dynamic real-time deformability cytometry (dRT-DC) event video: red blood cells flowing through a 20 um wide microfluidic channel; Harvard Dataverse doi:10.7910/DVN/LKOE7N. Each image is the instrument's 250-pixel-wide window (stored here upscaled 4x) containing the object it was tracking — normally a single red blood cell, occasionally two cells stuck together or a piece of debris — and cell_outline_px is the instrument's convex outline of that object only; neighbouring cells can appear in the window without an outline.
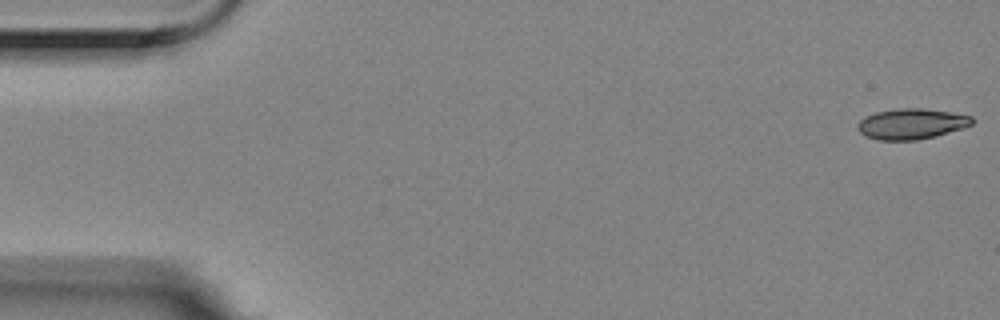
{"species": "Egyptian fruit bat (a non-hibernating species)", "species_latin": "Rousettus aegyptiacus", "temperature_condition": "room temperature", "stored_images_in_passage": 10, "camera_frame_rate_fps": 3000, "um_per_image_px": 0.085, "animal": {"sex": "female"}, "frame": {"image": 1, "passage_image": 1, "time_ms": 0.0, "image_size_px": [1000, 320], "cell_outline_px": [[972, 124], [964, 128], [916, 140], [876, 140], [864, 136], [856, 128], [856, 124], [864, 116], [876, 112], [900, 108], [920, 108], [948, 112], [972, 116]], "centroid_in_image_um": [77.4, 10.53], "position_along_channel_um": 7.6, "area_um2": 20.29}}
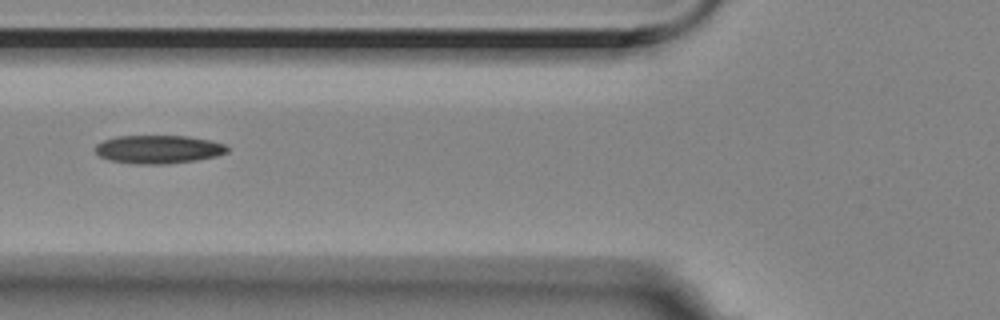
{"frame": {"image": 2, "passage_image": 6, "time_ms": 1.667, "image_size_px": [1000, 320], "cell_outline_px": [[228, 152], [216, 156], [196, 160], [164, 164], [132, 164], [108, 160], [100, 156], [92, 148], [96, 144], [104, 140], [116, 136], [188, 136], [208, 140], [224, 144], [228, 148]], "centroid_in_image_um": [13.41, 12.69], "position_along_channel_um": 112.4, "area_um2": 21.85}}
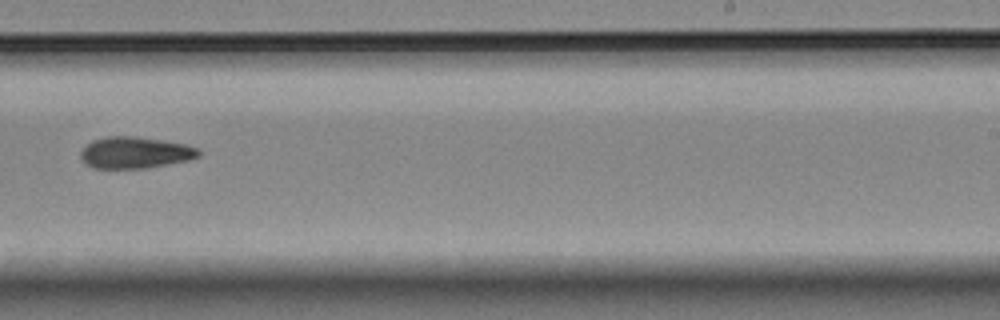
{"frame": {"image": 3, "passage_image": 10, "time_ms": 3.0, "image_size_px": [1000, 320], "cell_outline_px": [[200, 156], [188, 160], [144, 168], [92, 168], [80, 156], [80, 152], [92, 140], [108, 136], [132, 136], [164, 140], [184, 144], [200, 148]], "centroid_in_image_um": [11.5, 12.96], "position_along_channel_um": 277.5, "area_um2": 21.5}}